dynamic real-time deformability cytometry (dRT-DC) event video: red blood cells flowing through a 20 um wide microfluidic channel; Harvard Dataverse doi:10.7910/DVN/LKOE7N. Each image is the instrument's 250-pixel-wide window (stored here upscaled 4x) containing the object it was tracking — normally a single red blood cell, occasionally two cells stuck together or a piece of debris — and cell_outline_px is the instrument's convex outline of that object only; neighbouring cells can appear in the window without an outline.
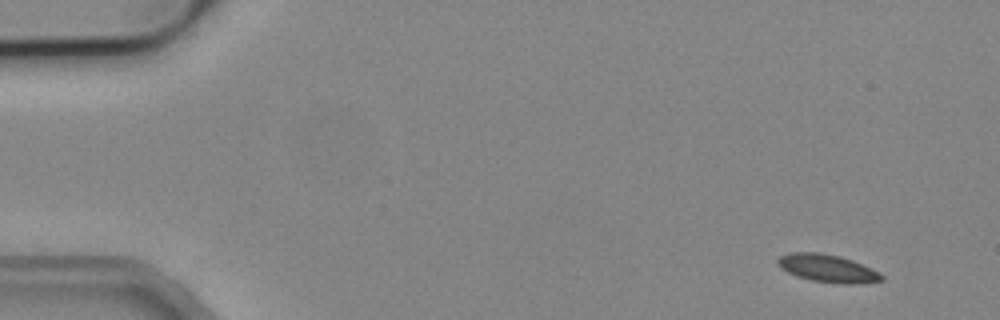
{"species": "common noctule bat (a hibernating species)", "species_latin": "Nyctalus noctula", "temperature_condition": "cold", "stored_images_in_passage": 5, "camera_frame_rate_fps": 3000, "um_per_image_px": 0.085, "animal": {"sex": "male", "body_mass_g": 19.2, "forearm_length_mm": 51.8}, "frame": {"image": 1, "passage_image": 1, "time_ms": 0.0, "image_size_px": [1000, 320], "cell_outline_px": [[884, 280], [860, 284], [848, 284], [812, 280], [796, 276], [780, 268], [776, 260], [780, 256], [792, 252], [820, 252], [840, 256], [852, 260], [872, 268], [880, 272], [884, 276]], "centroid_in_image_um": [70.37, 22.8], "position_along_channel_um": 14.6, "area_um2": 16.88}}
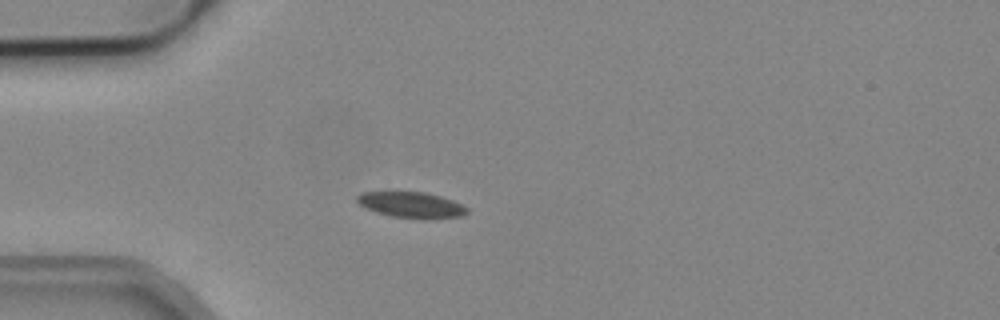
{"frame": {"image": 2, "passage_image": 4, "time_ms": 1.0, "image_size_px": [1000, 320], "cell_outline_px": [[468, 212], [460, 216], [392, 216], [364, 208], [356, 200], [356, 196], [360, 192], [384, 188], [424, 192], [440, 196], [452, 200], [468, 208]], "centroid_in_image_um": [34.78, 17.29], "position_along_channel_um": 50.2, "area_um2": 16.53}}